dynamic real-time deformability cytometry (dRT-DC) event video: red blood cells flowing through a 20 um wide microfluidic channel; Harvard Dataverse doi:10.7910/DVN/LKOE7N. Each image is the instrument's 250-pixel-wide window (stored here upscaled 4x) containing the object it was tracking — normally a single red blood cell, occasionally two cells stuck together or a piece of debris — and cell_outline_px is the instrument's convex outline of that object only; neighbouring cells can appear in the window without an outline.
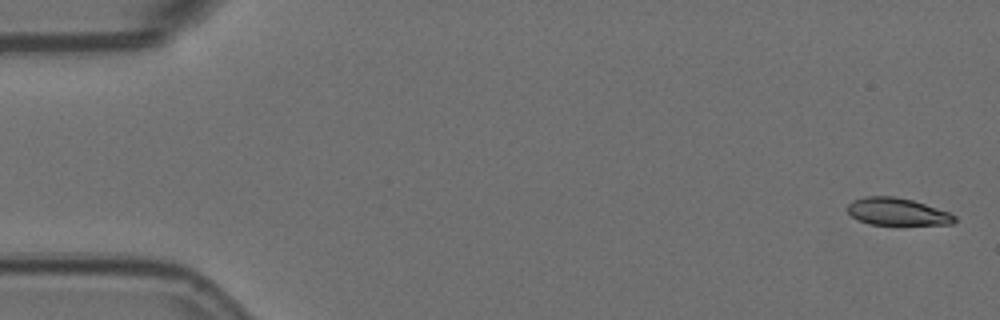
{"species": "Egyptian fruit bat (a non-hibernating species)", "species_latin": "Rousettus aegyptiacus", "temperature_condition": "room temperature", "stored_images_in_passage": 6, "camera_frame_rate_fps": 3000, "um_per_image_px": 0.085, "animal": {"sex": "female"}, "frame": {"image": 1, "passage_image": 1, "time_ms": 0.0, "image_size_px": [1000, 320], "cell_outline_px": [[956, 220], [952, 224], [868, 224], [852, 216], [848, 212], [848, 204], [852, 200], [864, 196], [896, 196], [912, 200], [948, 212], [956, 216]], "centroid_in_image_um": [76.24, 17.98], "position_along_channel_um": 8.8, "area_um2": 16.82}}
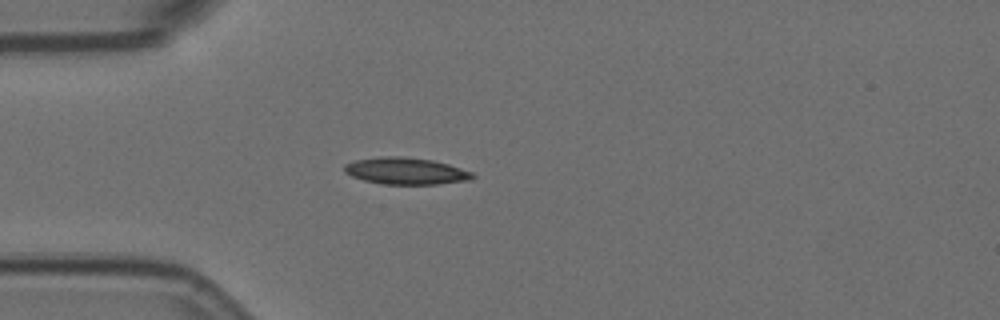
{"frame": {"image": 2, "passage_image": 4, "time_ms": 1.0, "image_size_px": [1000, 320], "cell_outline_px": [[476, 176], [472, 180], [436, 184], [384, 184], [364, 180], [352, 176], [344, 172], [344, 164], [356, 160], [380, 156], [404, 156], [432, 160], [448, 164], [472, 172]], "centroid_in_image_um": [34.5, 14.53], "position_along_channel_um": 50.5, "area_um2": 20.06}}